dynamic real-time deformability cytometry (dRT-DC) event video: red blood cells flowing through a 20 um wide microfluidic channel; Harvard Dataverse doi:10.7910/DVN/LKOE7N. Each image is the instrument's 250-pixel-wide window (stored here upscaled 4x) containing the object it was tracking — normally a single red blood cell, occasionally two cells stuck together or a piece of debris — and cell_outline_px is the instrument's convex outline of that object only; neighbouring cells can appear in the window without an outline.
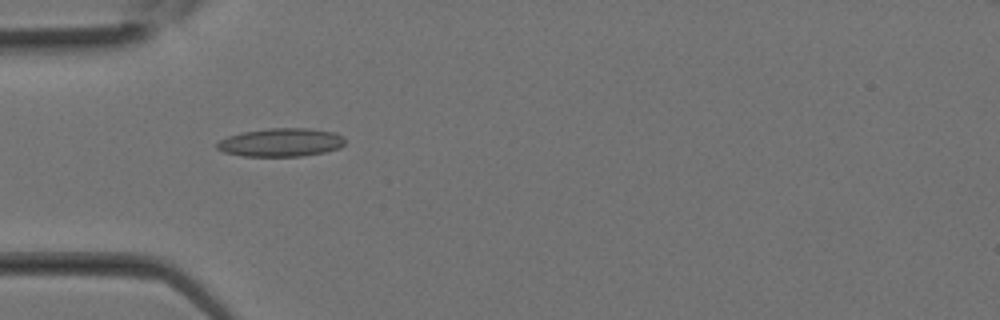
{"species": "Egyptian fruit bat (a non-hibernating species)", "species_latin": "Rousettus aegyptiacus", "temperature_condition": "room temperature", "stored_images_in_passage": 17, "camera_frame_rate_fps": 3000, "um_per_image_px": 0.085, "animal": {"sex": "female"}, "frame": {"image": 1, "passage_image": 1, "time_ms": 0.0, "image_size_px": [1000, 320], "cell_outline_px": [[344, 144], [340, 148], [324, 152], [300, 156], [240, 156], [224, 152], [216, 148], [216, 144], [220, 140], [228, 136], [244, 132], [268, 128], [308, 128], [336, 132], [344, 136]], "centroid_in_image_um": [23.9, 12.1], "position_along_channel_um": 61.1, "area_um2": 21.21}}
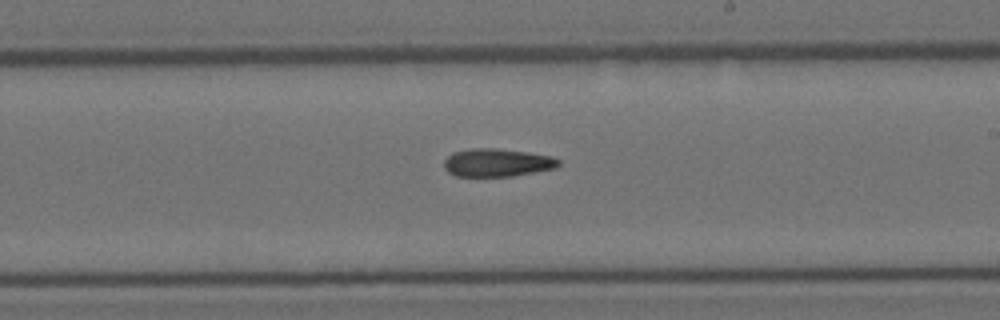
{"frame": {"image": 2, "passage_image": 9, "time_ms": 2.667, "image_size_px": [1000, 320], "cell_outline_px": [[560, 164], [556, 168], [512, 176], [456, 176], [448, 172], [444, 168], [444, 160], [452, 152], [472, 148], [496, 148], [528, 152], [552, 156], [560, 160]], "centroid_in_image_um": [42.25, 13.82], "position_along_channel_um": 246.7, "area_um2": 18.79}}
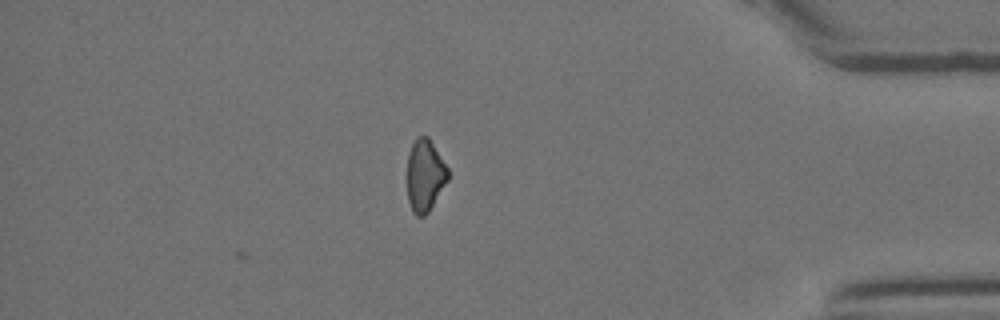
{"frame": {"image": 3, "passage_image": 17, "time_ms": 5.333, "image_size_px": [1000, 320], "cell_outline_px": [[448, 180], [428, 212], [424, 216], [416, 216], [412, 212], [408, 200], [408, 156], [412, 144], [416, 136], [428, 136], [448, 168]], "centroid_in_image_um": [36.12, 14.91], "position_along_channel_um": 399.1, "area_um2": 16.99}}